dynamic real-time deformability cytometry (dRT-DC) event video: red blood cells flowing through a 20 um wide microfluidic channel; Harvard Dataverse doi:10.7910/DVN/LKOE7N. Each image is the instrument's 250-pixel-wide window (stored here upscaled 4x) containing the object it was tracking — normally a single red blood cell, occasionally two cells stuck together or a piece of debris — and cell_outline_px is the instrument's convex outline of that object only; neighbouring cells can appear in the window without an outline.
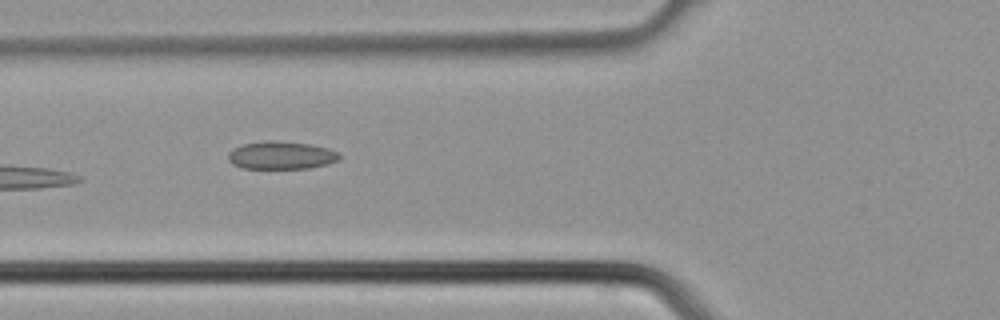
{"species": "common noctule bat (a hibernating species)", "species_latin": "Nyctalus noctula", "temperature_condition": "cold", "stored_images_in_passage": 4, "camera_frame_rate_fps": 3000, "um_per_image_px": 0.085, "animal": {"sex": "male", "body_mass_g": 21.5, "forearm_length_mm": 52.0}, "frame": {"image": 1, "passage_image": 3, "time_ms": 0.667, "image_size_px": [1000, 320], "cell_outline_px": [[340, 160], [328, 164], [308, 168], [244, 168], [232, 164], [228, 160], [228, 152], [232, 148], [240, 144], [264, 140], [276, 140], [308, 144], [328, 148], [340, 152]], "centroid_in_image_um": [23.89, 13.18], "position_along_channel_um": 101.9, "area_um2": 18.32}}
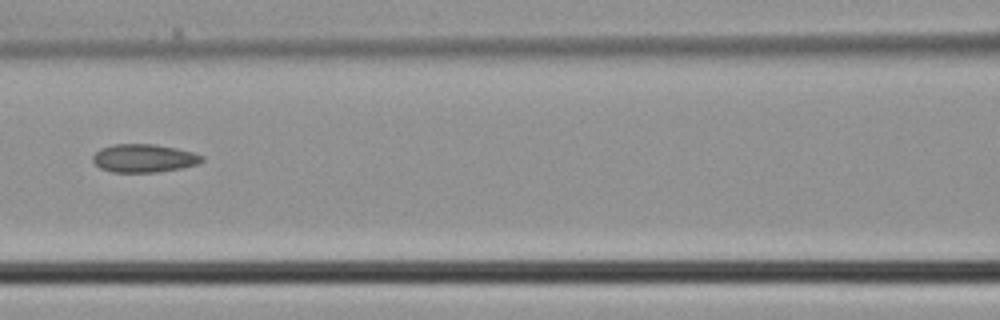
{"frame": {"image": 2, "passage_image": 4, "time_ms": 1.0, "image_size_px": [1000, 320], "cell_outline_px": [[204, 160], [196, 164], [180, 168], [156, 172], [112, 172], [100, 168], [92, 160], [92, 156], [100, 148], [112, 144], [156, 144], [176, 148], [192, 152], [204, 156]], "centroid_in_image_um": [12.21, 13.44], "position_along_channel_um": 154.4, "area_um2": 17.92}}